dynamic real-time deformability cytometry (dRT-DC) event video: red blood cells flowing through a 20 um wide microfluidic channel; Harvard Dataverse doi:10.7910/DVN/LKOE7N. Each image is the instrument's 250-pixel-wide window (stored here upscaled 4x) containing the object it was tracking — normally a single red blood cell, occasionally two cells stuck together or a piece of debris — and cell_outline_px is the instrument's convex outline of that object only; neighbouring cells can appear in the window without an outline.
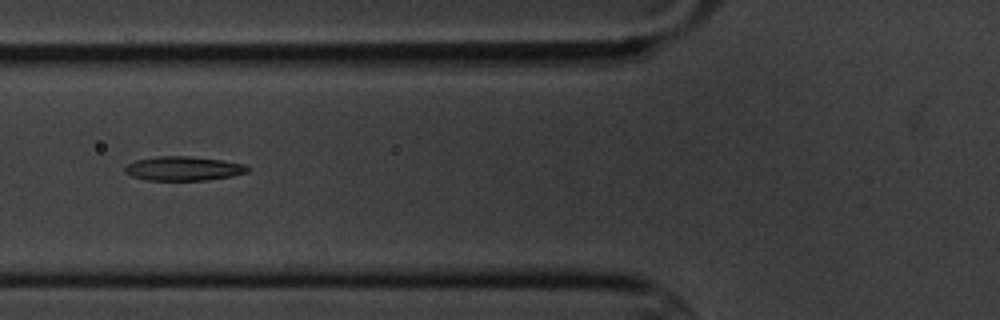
{"species": "common noctule bat (a hibernating species)", "species_latin": "Nyctalus noctula", "temperature_condition": "cold", "stored_images_in_passage": 12, "camera_frame_rate_fps": 3000, "um_per_image_px": 0.085, "animal": {"sex": "male", "body_mass_g": 20.1, "forearm_length_mm": 53.5}, "frame": {"image": 1, "passage_image": 3, "time_ms": 2.333, "image_size_px": [1000, 320], "cell_outline_px": [[252, 168], [248, 172], [232, 176], [204, 180], [144, 180], [132, 176], [124, 172], [124, 168], [128, 164], [136, 160], [156, 156], [192, 156], [224, 160], [248, 164]], "centroid_in_image_um": [15.65, 14.31], "position_along_channel_um": 110.2, "area_um2": 17.57}}
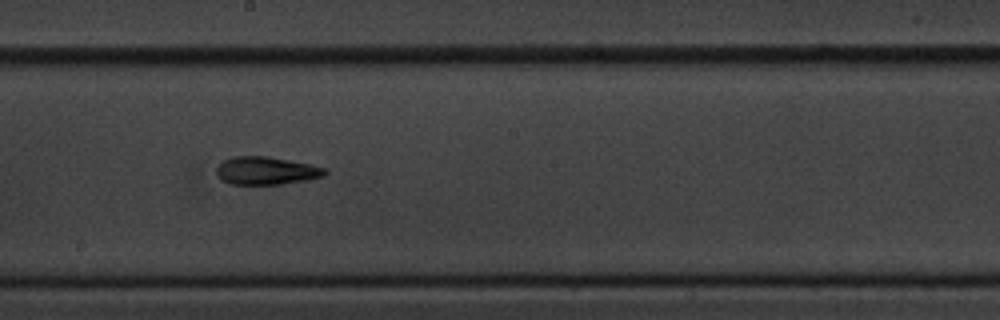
{"frame": {"image": 2, "passage_image": 6, "time_ms": 5.667, "image_size_px": [1000, 320], "cell_outline_px": [[328, 172], [324, 176], [308, 180], [280, 184], [228, 184], [220, 180], [216, 176], [216, 168], [224, 160], [232, 156], [268, 156], [328, 168]], "centroid_in_image_um": [22.61, 14.51], "position_along_channel_um": 225.6, "area_um2": 17.8}}
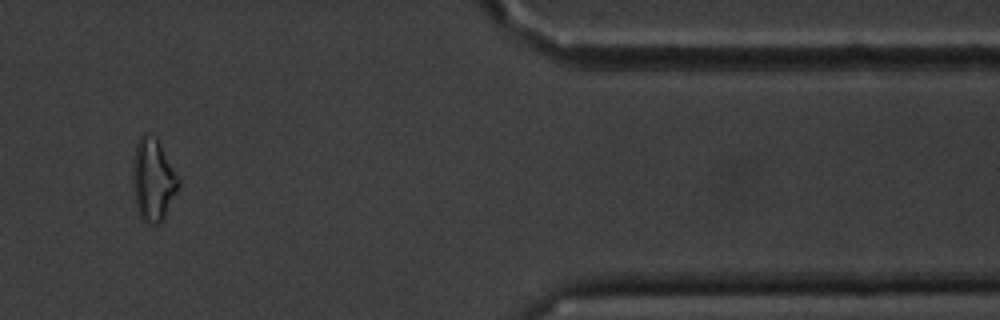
{"frame": {"image": 3, "passage_image": 10, "time_ms": 11.667, "image_size_px": [1000, 320], "cell_outline_px": [[180, 184], [160, 224], [148, 224], [140, 216], [136, 204], [132, 184], [132, 160], [136, 144], [140, 136], [144, 132], [148, 132], [156, 136], [180, 176]], "centroid_in_image_um": [13.01, 15.21], "position_along_channel_um": 398.4, "area_um2": 22.37}, "authors_computed_cell_mechanics": {"area_um2": 17.6868, "velocity_mm_per_s": 3.4577, "shape_relaxation_time_tau1_ms": 11.0555, "shape_relaxation_time_tau2_ms": 4.2265, "deformation_change_tau1": 0.2323, "deformation_change_tau2": 0.1398}}